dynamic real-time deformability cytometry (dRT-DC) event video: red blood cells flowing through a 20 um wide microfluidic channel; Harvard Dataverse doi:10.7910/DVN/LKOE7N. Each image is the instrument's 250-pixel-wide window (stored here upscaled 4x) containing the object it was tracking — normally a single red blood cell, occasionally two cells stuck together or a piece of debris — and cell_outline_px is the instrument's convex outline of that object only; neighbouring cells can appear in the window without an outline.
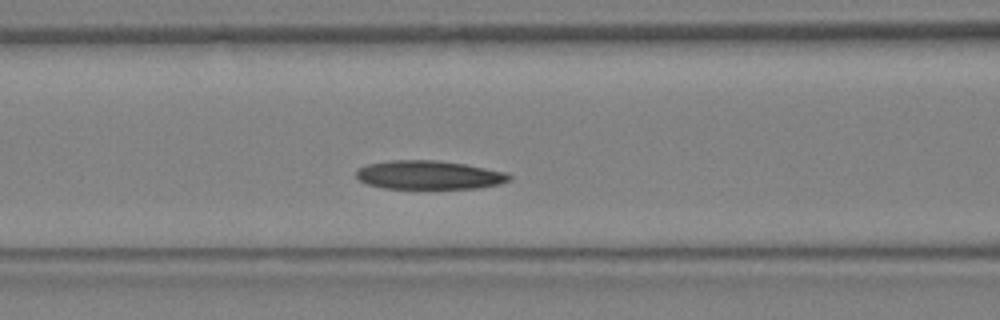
{"species": "Egyptian fruit bat (a non-hibernating species)", "species_latin": "Rousettus aegyptiacus", "temperature_condition": "warm", "stored_images_in_passage": 11, "camera_frame_rate_fps": 3000, "um_per_image_px": 0.085, "animal": {"sex": "female"}, "frame": {"image": 1, "passage_image": 8, "time_ms": 2.333, "image_size_px": [1000, 320], "cell_outline_px": [[512, 180], [500, 184], [476, 188], [384, 188], [368, 184], [360, 180], [356, 176], [356, 168], [368, 164], [392, 160], [436, 160], [464, 164], [504, 172], [512, 176]], "centroid_in_image_um": [36.45, 14.87], "position_along_channel_um": 130.1, "area_um2": 25.43}}
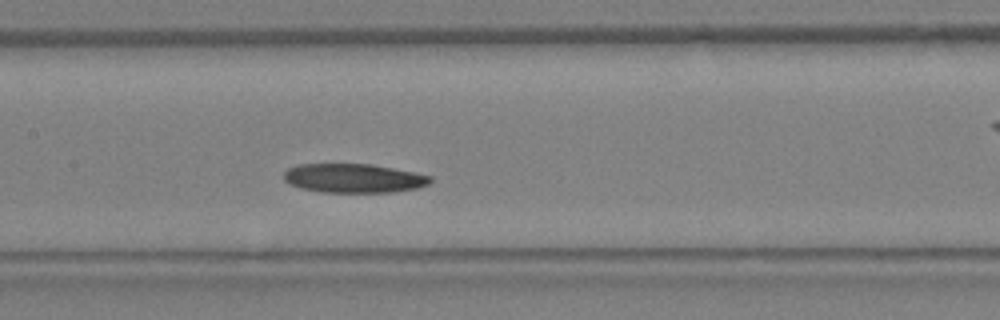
{"frame": {"image": 2, "passage_image": 10, "time_ms": 3.0, "image_size_px": [1000, 320], "cell_outline_px": [[432, 180], [428, 184], [416, 188], [392, 192], [320, 192], [300, 188], [284, 180], [284, 172], [288, 168], [296, 164], [372, 164], [416, 172], [432, 176]], "centroid_in_image_um": [30.07, 15.14], "position_along_channel_um": 177.3, "area_um2": 24.85}}